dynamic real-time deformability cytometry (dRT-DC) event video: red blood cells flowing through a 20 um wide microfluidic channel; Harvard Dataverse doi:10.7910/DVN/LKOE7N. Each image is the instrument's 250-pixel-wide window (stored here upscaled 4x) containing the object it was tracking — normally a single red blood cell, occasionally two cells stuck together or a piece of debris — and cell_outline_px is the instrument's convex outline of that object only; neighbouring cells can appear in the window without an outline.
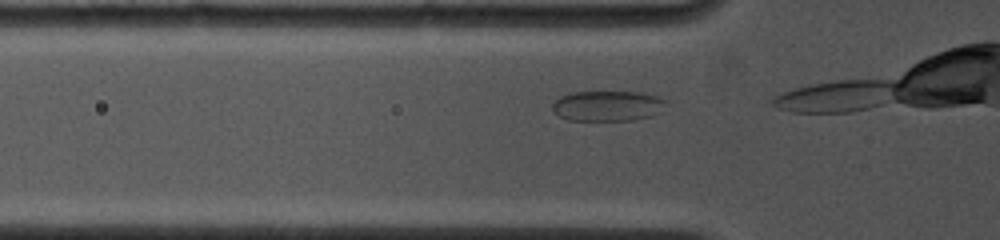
{"species": "common noctule bat (a hibernating species)", "species_latin": "Nyctalus noctula", "temperature_condition": "cold", "stored_images_in_passage": 4, "camera_frame_rate_fps": 4500, "um_per_image_px": 0.085, "animal": {"sex": "female", "body_mass_g": 19.0, "forearm_length_mm": 53.3}, "frame": {"image": 1, "passage_image": 2, "time_ms": 0.222, "image_size_px": [1000, 240], "cell_outline_px": [[668, 100], [660, 112], [648, 116], [632, 120], [568, 120], [560, 116], [552, 108], [552, 104], [560, 96], [572, 92], [640, 92], [656, 96]], "centroid_in_image_um": [51.65, 8.99], "position_along_channel_um": 74.2, "area_um2": 19.94}}